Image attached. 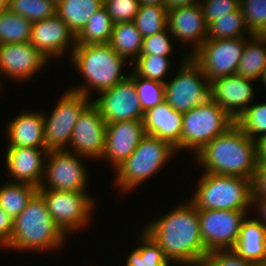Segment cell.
Here are the masks:
<instances>
[{
    "instance_id": "9c48e42d",
    "label": "cell",
    "mask_w": 266,
    "mask_h": 266,
    "mask_svg": "<svg viewBox=\"0 0 266 266\" xmlns=\"http://www.w3.org/2000/svg\"><path fill=\"white\" fill-rule=\"evenodd\" d=\"M91 103L89 97L68 88L50 114L43 112L45 148L48 151L68 149L75 123Z\"/></svg>"
},
{
    "instance_id": "d4e9b609",
    "label": "cell",
    "mask_w": 266,
    "mask_h": 266,
    "mask_svg": "<svg viewBox=\"0 0 266 266\" xmlns=\"http://www.w3.org/2000/svg\"><path fill=\"white\" fill-rule=\"evenodd\" d=\"M103 6V0H62L57 4L56 14L76 36Z\"/></svg>"
},
{
    "instance_id": "e0dca14e",
    "label": "cell",
    "mask_w": 266,
    "mask_h": 266,
    "mask_svg": "<svg viewBox=\"0 0 266 266\" xmlns=\"http://www.w3.org/2000/svg\"><path fill=\"white\" fill-rule=\"evenodd\" d=\"M29 42L45 58L52 61V58L57 59L64 56V53L68 52L67 50L72 55L76 45V36L56 14L53 17L32 23Z\"/></svg>"
},
{
    "instance_id": "d6a6232c",
    "label": "cell",
    "mask_w": 266,
    "mask_h": 266,
    "mask_svg": "<svg viewBox=\"0 0 266 266\" xmlns=\"http://www.w3.org/2000/svg\"><path fill=\"white\" fill-rule=\"evenodd\" d=\"M167 11L166 6L140 5L133 23L143 38L167 28Z\"/></svg>"
},
{
    "instance_id": "681fc988",
    "label": "cell",
    "mask_w": 266,
    "mask_h": 266,
    "mask_svg": "<svg viewBox=\"0 0 266 266\" xmlns=\"http://www.w3.org/2000/svg\"><path fill=\"white\" fill-rule=\"evenodd\" d=\"M9 0H0V11H4L8 9Z\"/></svg>"
},
{
    "instance_id": "3957f363",
    "label": "cell",
    "mask_w": 266,
    "mask_h": 266,
    "mask_svg": "<svg viewBox=\"0 0 266 266\" xmlns=\"http://www.w3.org/2000/svg\"><path fill=\"white\" fill-rule=\"evenodd\" d=\"M68 237L51 217L46 202L37 191L26 208L13 220L8 249L21 252H48L61 249Z\"/></svg>"
},
{
    "instance_id": "484cf974",
    "label": "cell",
    "mask_w": 266,
    "mask_h": 266,
    "mask_svg": "<svg viewBox=\"0 0 266 266\" xmlns=\"http://www.w3.org/2000/svg\"><path fill=\"white\" fill-rule=\"evenodd\" d=\"M265 67L266 35L253 34L246 41L236 74L256 82L259 81Z\"/></svg>"
},
{
    "instance_id": "f1b7e54d",
    "label": "cell",
    "mask_w": 266,
    "mask_h": 266,
    "mask_svg": "<svg viewBox=\"0 0 266 266\" xmlns=\"http://www.w3.org/2000/svg\"><path fill=\"white\" fill-rule=\"evenodd\" d=\"M139 236V246L127 256L125 266H172L163 250L148 233L141 230Z\"/></svg>"
},
{
    "instance_id": "2e32d148",
    "label": "cell",
    "mask_w": 266,
    "mask_h": 266,
    "mask_svg": "<svg viewBox=\"0 0 266 266\" xmlns=\"http://www.w3.org/2000/svg\"><path fill=\"white\" fill-rule=\"evenodd\" d=\"M48 61L30 42L0 44V76L4 74L13 82L26 83L41 68L43 70Z\"/></svg>"
},
{
    "instance_id": "83f0119b",
    "label": "cell",
    "mask_w": 266,
    "mask_h": 266,
    "mask_svg": "<svg viewBox=\"0 0 266 266\" xmlns=\"http://www.w3.org/2000/svg\"><path fill=\"white\" fill-rule=\"evenodd\" d=\"M37 191L32 185L7 181L0 186V207L14 220Z\"/></svg>"
},
{
    "instance_id": "1f68e13d",
    "label": "cell",
    "mask_w": 266,
    "mask_h": 266,
    "mask_svg": "<svg viewBox=\"0 0 266 266\" xmlns=\"http://www.w3.org/2000/svg\"><path fill=\"white\" fill-rule=\"evenodd\" d=\"M32 22L9 9L0 11V44L28 43Z\"/></svg>"
},
{
    "instance_id": "30bf717a",
    "label": "cell",
    "mask_w": 266,
    "mask_h": 266,
    "mask_svg": "<svg viewBox=\"0 0 266 266\" xmlns=\"http://www.w3.org/2000/svg\"><path fill=\"white\" fill-rule=\"evenodd\" d=\"M44 198L55 224L68 237L70 233L85 230L96 203L89 192L38 190ZM95 203V204H94ZM90 221V222H89Z\"/></svg>"
},
{
    "instance_id": "6da1fadb",
    "label": "cell",
    "mask_w": 266,
    "mask_h": 266,
    "mask_svg": "<svg viewBox=\"0 0 266 266\" xmlns=\"http://www.w3.org/2000/svg\"><path fill=\"white\" fill-rule=\"evenodd\" d=\"M181 204L153 218L143 229L170 263L179 266L198 263L208 253L201 240L198 209L188 199Z\"/></svg>"
},
{
    "instance_id": "44dd1931",
    "label": "cell",
    "mask_w": 266,
    "mask_h": 266,
    "mask_svg": "<svg viewBox=\"0 0 266 266\" xmlns=\"http://www.w3.org/2000/svg\"><path fill=\"white\" fill-rule=\"evenodd\" d=\"M47 154L46 148L7 147L5 165L11 182L29 184L38 189L42 182Z\"/></svg>"
},
{
    "instance_id": "ab89813d",
    "label": "cell",
    "mask_w": 266,
    "mask_h": 266,
    "mask_svg": "<svg viewBox=\"0 0 266 266\" xmlns=\"http://www.w3.org/2000/svg\"><path fill=\"white\" fill-rule=\"evenodd\" d=\"M113 24L133 22L139 11V0H103Z\"/></svg>"
},
{
    "instance_id": "5bb4252c",
    "label": "cell",
    "mask_w": 266,
    "mask_h": 266,
    "mask_svg": "<svg viewBox=\"0 0 266 266\" xmlns=\"http://www.w3.org/2000/svg\"><path fill=\"white\" fill-rule=\"evenodd\" d=\"M106 124L125 120H143L144 111L136 93L135 83L128 76L114 87L92 99Z\"/></svg>"
},
{
    "instance_id": "74e56055",
    "label": "cell",
    "mask_w": 266,
    "mask_h": 266,
    "mask_svg": "<svg viewBox=\"0 0 266 266\" xmlns=\"http://www.w3.org/2000/svg\"><path fill=\"white\" fill-rule=\"evenodd\" d=\"M247 29L251 34L266 35V0H239Z\"/></svg>"
},
{
    "instance_id": "7c38bea8",
    "label": "cell",
    "mask_w": 266,
    "mask_h": 266,
    "mask_svg": "<svg viewBox=\"0 0 266 266\" xmlns=\"http://www.w3.org/2000/svg\"><path fill=\"white\" fill-rule=\"evenodd\" d=\"M238 37L206 40L190 57L199 65L209 82L236 74L246 39Z\"/></svg>"
},
{
    "instance_id": "bcb514c9",
    "label": "cell",
    "mask_w": 266,
    "mask_h": 266,
    "mask_svg": "<svg viewBox=\"0 0 266 266\" xmlns=\"http://www.w3.org/2000/svg\"><path fill=\"white\" fill-rule=\"evenodd\" d=\"M195 3H200V0H165L167 10L189 6Z\"/></svg>"
},
{
    "instance_id": "d590c367",
    "label": "cell",
    "mask_w": 266,
    "mask_h": 266,
    "mask_svg": "<svg viewBox=\"0 0 266 266\" xmlns=\"http://www.w3.org/2000/svg\"><path fill=\"white\" fill-rule=\"evenodd\" d=\"M57 5L52 0H9L8 9L29 21H41L56 15Z\"/></svg>"
},
{
    "instance_id": "7bdbcfd3",
    "label": "cell",
    "mask_w": 266,
    "mask_h": 266,
    "mask_svg": "<svg viewBox=\"0 0 266 266\" xmlns=\"http://www.w3.org/2000/svg\"><path fill=\"white\" fill-rule=\"evenodd\" d=\"M252 197H266V163L257 164L252 179Z\"/></svg>"
},
{
    "instance_id": "ffe728a7",
    "label": "cell",
    "mask_w": 266,
    "mask_h": 266,
    "mask_svg": "<svg viewBox=\"0 0 266 266\" xmlns=\"http://www.w3.org/2000/svg\"><path fill=\"white\" fill-rule=\"evenodd\" d=\"M145 135L143 120H125L106 125L103 161L114 171L135 151ZM106 159V160H104Z\"/></svg>"
},
{
    "instance_id": "f907efd6",
    "label": "cell",
    "mask_w": 266,
    "mask_h": 266,
    "mask_svg": "<svg viewBox=\"0 0 266 266\" xmlns=\"http://www.w3.org/2000/svg\"><path fill=\"white\" fill-rule=\"evenodd\" d=\"M259 81H261L260 83H262V85L266 87V67L263 69L262 71V75L259 79Z\"/></svg>"
},
{
    "instance_id": "60d3db41",
    "label": "cell",
    "mask_w": 266,
    "mask_h": 266,
    "mask_svg": "<svg viewBox=\"0 0 266 266\" xmlns=\"http://www.w3.org/2000/svg\"><path fill=\"white\" fill-rule=\"evenodd\" d=\"M198 264L200 266H254L251 262L240 257L232 249L208 252L198 261Z\"/></svg>"
},
{
    "instance_id": "603a6c76",
    "label": "cell",
    "mask_w": 266,
    "mask_h": 266,
    "mask_svg": "<svg viewBox=\"0 0 266 266\" xmlns=\"http://www.w3.org/2000/svg\"><path fill=\"white\" fill-rule=\"evenodd\" d=\"M143 125L145 134L165 140L175 149L181 144L183 114L165 100L144 112Z\"/></svg>"
},
{
    "instance_id": "836d02e7",
    "label": "cell",
    "mask_w": 266,
    "mask_h": 266,
    "mask_svg": "<svg viewBox=\"0 0 266 266\" xmlns=\"http://www.w3.org/2000/svg\"><path fill=\"white\" fill-rule=\"evenodd\" d=\"M131 65L137 76L161 83L166 82L167 73L172 66L170 57L159 55H139Z\"/></svg>"
},
{
    "instance_id": "f546056e",
    "label": "cell",
    "mask_w": 266,
    "mask_h": 266,
    "mask_svg": "<svg viewBox=\"0 0 266 266\" xmlns=\"http://www.w3.org/2000/svg\"><path fill=\"white\" fill-rule=\"evenodd\" d=\"M113 22L103 6L87 21L84 28L76 35V45L109 43Z\"/></svg>"
},
{
    "instance_id": "cb8c5ba5",
    "label": "cell",
    "mask_w": 266,
    "mask_h": 266,
    "mask_svg": "<svg viewBox=\"0 0 266 266\" xmlns=\"http://www.w3.org/2000/svg\"><path fill=\"white\" fill-rule=\"evenodd\" d=\"M248 218L242 222L237 243L232 250L254 266L265 265L266 226L256 218Z\"/></svg>"
},
{
    "instance_id": "d6986e66",
    "label": "cell",
    "mask_w": 266,
    "mask_h": 266,
    "mask_svg": "<svg viewBox=\"0 0 266 266\" xmlns=\"http://www.w3.org/2000/svg\"><path fill=\"white\" fill-rule=\"evenodd\" d=\"M253 81L237 74L214 79L210 98L236 120L256 98Z\"/></svg>"
},
{
    "instance_id": "4316f807",
    "label": "cell",
    "mask_w": 266,
    "mask_h": 266,
    "mask_svg": "<svg viewBox=\"0 0 266 266\" xmlns=\"http://www.w3.org/2000/svg\"><path fill=\"white\" fill-rule=\"evenodd\" d=\"M142 43L143 37L133 22L113 25L109 44L112 49L129 62V66L139 57Z\"/></svg>"
},
{
    "instance_id": "7dc6e473",
    "label": "cell",
    "mask_w": 266,
    "mask_h": 266,
    "mask_svg": "<svg viewBox=\"0 0 266 266\" xmlns=\"http://www.w3.org/2000/svg\"><path fill=\"white\" fill-rule=\"evenodd\" d=\"M258 164L266 163V135L257 140Z\"/></svg>"
},
{
    "instance_id": "f6af8a7d",
    "label": "cell",
    "mask_w": 266,
    "mask_h": 266,
    "mask_svg": "<svg viewBox=\"0 0 266 266\" xmlns=\"http://www.w3.org/2000/svg\"><path fill=\"white\" fill-rule=\"evenodd\" d=\"M253 205L257 209H255L256 219L266 226V197H252Z\"/></svg>"
},
{
    "instance_id": "ee69618b",
    "label": "cell",
    "mask_w": 266,
    "mask_h": 266,
    "mask_svg": "<svg viewBox=\"0 0 266 266\" xmlns=\"http://www.w3.org/2000/svg\"><path fill=\"white\" fill-rule=\"evenodd\" d=\"M13 228L12 218L0 207V248L8 245Z\"/></svg>"
},
{
    "instance_id": "4dcf8cb0",
    "label": "cell",
    "mask_w": 266,
    "mask_h": 266,
    "mask_svg": "<svg viewBox=\"0 0 266 266\" xmlns=\"http://www.w3.org/2000/svg\"><path fill=\"white\" fill-rule=\"evenodd\" d=\"M252 35L245 25L239 6L235 11L213 20L208 25L207 40L251 37Z\"/></svg>"
},
{
    "instance_id": "ba28073f",
    "label": "cell",
    "mask_w": 266,
    "mask_h": 266,
    "mask_svg": "<svg viewBox=\"0 0 266 266\" xmlns=\"http://www.w3.org/2000/svg\"><path fill=\"white\" fill-rule=\"evenodd\" d=\"M180 69L164 83V98L172 108L186 113L210 98V82L199 65L186 53L181 54Z\"/></svg>"
},
{
    "instance_id": "4fadbf2b",
    "label": "cell",
    "mask_w": 266,
    "mask_h": 266,
    "mask_svg": "<svg viewBox=\"0 0 266 266\" xmlns=\"http://www.w3.org/2000/svg\"><path fill=\"white\" fill-rule=\"evenodd\" d=\"M248 212V210H198L201 240L206 250L211 252L233 249Z\"/></svg>"
},
{
    "instance_id": "c3c4849f",
    "label": "cell",
    "mask_w": 266,
    "mask_h": 266,
    "mask_svg": "<svg viewBox=\"0 0 266 266\" xmlns=\"http://www.w3.org/2000/svg\"><path fill=\"white\" fill-rule=\"evenodd\" d=\"M140 5L165 6V0H139Z\"/></svg>"
},
{
    "instance_id": "e575fe53",
    "label": "cell",
    "mask_w": 266,
    "mask_h": 266,
    "mask_svg": "<svg viewBox=\"0 0 266 266\" xmlns=\"http://www.w3.org/2000/svg\"><path fill=\"white\" fill-rule=\"evenodd\" d=\"M235 124L252 140L266 135V102L252 103L237 119Z\"/></svg>"
},
{
    "instance_id": "5b68a950",
    "label": "cell",
    "mask_w": 266,
    "mask_h": 266,
    "mask_svg": "<svg viewBox=\"0 0 266 266\" xmlns=\"http://www.w3.org/2000/svg\"><path fill=\"white\" fill-rule=\"evenodd\" d=\"M190 201L198 210H251L252 180L204 172Z\"/></svg>"
},
{
    "instance_id": "ac0fdd59",
    "label": "cell",
    "mask_w": 266,
    "mask_h": 266,
    "mask_svg": "<svg viewBox=\"0 0 266 266\" xmlns=\"http://www.w3.org/2000/svg\"><path fill=\"white\" fill-rule=\"evenodd\" d=\"M167 28L181 45H193L191 56L207 40L208 25L200 3L167 11Z\"/></svg>"
},
{
    "instance_id": "816d5d0a",
    "label": "cell",
    "mask_w": 266,
    "mask_h": 266,
    "mask_svg": "<svg viewBox=\"0 0 266 266\" xmlns=\"http://www.w3.org/2000/svg\"><path fill=\"white\" fill-rule=\"evenodd\" d=\"M182 266H200L198 263L195 264H182Z\"/></svg>"
},
{
    "instance_id": "8992f818",
    "label": "cell",
    "mask_w": 266,
    "mask_h": 266,
    "mask_svg": "<svg viewBox=\"0 0 266 266\" xmlns=\"http://www.w3.org/2000/svg\"><path fill=\"white\" fill-rule=\"evenodd\" d=\"M175 148L167 141L145 134L135 151L115 171V187L121 193L132 192L157 174L175 156Z\"/></svg>"
},
{
    "instance_id": "f5cc1de1",
    "label": "cell",
    "mask_w": 266,
    "mask_h": 266,
    "mask_svg": "<svg viewBox=\"0 0 266 266\" xmlns=\"http://www.w3.org/2000/svg\"><path fill=\"white\" fill-rule=\"evenodd\" d=\"M56 5L61 2L62 0H52Z\"/></svg>"
},
{
    "instance_id": "f35d334b",
    "label": "cell",
    "mask_w": 266,
    "mask_h": 266,
    "mask_svg": "<svg viewBox=\"0 0 266 266\" xmlns=\"http://www.w3.org/2000/svg\"><path fill=\"white\" fill-rule=\"evenodd\" d=\"M172 35L168 28L151 36L143 38L140 55H159L171 57L174 52ZM173 51V52H172Z\"/></svg>"
},
{
    "instance_id": "b9f144b4",
    "label": "cell",
    "mask_w": 266,
    "mask_h": 266,
    "mask_svg": "<svg viewBox=\"0 0 266 266\" xmlns=\"http://www.w3.org/2000/svg\"><path fill=\"white\" fill-rule=\"evenodd\" d=\"M205 21L209 25L213 20L219 19L240 6L239 0H200Z\"/></svg>"
},
{
    "instance_id": "7402d4cb",
    "label": "cell",
    "mask_w": 266,
    "mask_h": 266,
    "mask_svg": "<svg viewBox=\"0 0 266 266\" xmlns=\"http://www.w3.org/2000/svg\"><path fill=\"white\" fill-rule=\"evenodd\" d=\"M6 147L45 148L43 111L23 110L6 124Z\"/></svg>"
},
{
    "instance_id": "8d00e7d4",
    "label": "cell",
    "mask_w": 266,
    "mask_h": 266,
    "mask_svg": "<svg viewBox=\"0 0 266 266\" xmlns=\"http://www.w3.org/2000/svg\"><path fill=\"white\" fill-rule=\"evenodd\" d=\"M129 77L135 83L136 93L144 112L165 100L164 83L141 78L132 70L129 72Z\"/></svg>"
},
{
    "instance_id": "8fae6325",
    "label": "cell",
    "mask_w": 266,
    "mask_h": 266,
    "mask_svg": "<svg viewBox=\"0 0 266 266\" xmlns=\"http://www.w3.org/2000/svg\"><path fill=\"white\" fill-rule=\"evenodd\" d=\"M82 158L67 150L48 151L38 190L87 192L89 173Z\"/></svg>"
},
{
    "instance_id": "9a60e30c",
    "label": "cell",
    "mask_w": 266,
    "mask_h": 266,
    "mask_svg": "<svg viewBox=\"0 0 266 266\" xmlns=\"http://www.w3.org/2000/svg\"><path fill=\"white\" fill-rule=\"evenodd\" d=\"M106 125L99 109L91 103L76 121L67 151L86 159L102 160Z\"/></svg>"
},
{
    "instance_id": "7a4b0ae2",
    "label": "cell",
    "mask_w": 266,
    "mask_h": 266,
    "mask_svg": "<svg viewBox=\"0 0 266 266\" xmlns=\"http://www.w3.org/2000/svg\"><path fill=\"white\" fill-rule=\"evenodd\" d=\"M206 173L253 179L258 164L257 141L235 123L194 155Z\"/></svg>"
},
{
    "instance_id": "277c9868",
    "label": "cell",
    "mask_w": 266,
    "mask_h": 266,
    "mask_svg": "<svg viewBox=\"0 0 266 266\" xmlns=\"http://www.w3.org/2000/svg\"><path fill=\"white\" fill-rule=\"evenodd\" d=\"M70 58L85 82L72 86L69 90L89 98H92V90L99 94L129 76V73H122L123 66L128 64V61L112 49L109 43L75 45Z\"/></svg>"
},
{
    "instance_id": "52a82bcc",
    "label": "cell",
    "mask_w": 266,
    "mask_h": 266,
    "mask_svg": "<svg viewBox=\"0 0 266 266\" xmlns=\"http://www.w3.org/2000/svg\"><path fill=\"white\" fill-rule=\"evenodd\" d=\"M235 120L211 98L183 113L181 144L175 149L197 154L204 146L225 132Z\"/></svg>"
}]
</instances>
